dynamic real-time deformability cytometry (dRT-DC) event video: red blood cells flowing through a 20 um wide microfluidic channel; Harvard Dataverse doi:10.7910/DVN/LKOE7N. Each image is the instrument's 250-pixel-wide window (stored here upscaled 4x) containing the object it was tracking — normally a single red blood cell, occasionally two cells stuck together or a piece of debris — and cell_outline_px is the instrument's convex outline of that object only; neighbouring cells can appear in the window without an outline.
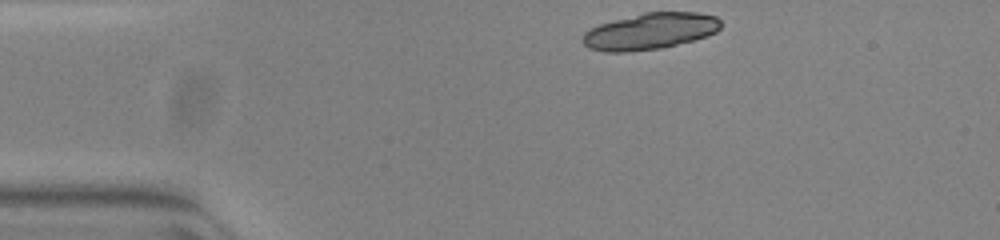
{"species": "common noctule bat (a hibernating species)", "species_latin": "Nyctalus noctula", "temperature_condition": "warm", "stored_images_in_passage": 44, "segment_of_instrument_passage": [1, 2], "camera_frame_rate_fps": 3000, "um_per_image_px": 0.085, "animal": {"sex": "female", "body_mass_g": 23.0, "forearm_length_mm": 53.4}, "frame": {"image": 1, "passage_image": 1, "time_ms": 0.0, "image_size_px": [1000, 240], "cell_outline_px": [[720, 28], [716, 32], [692, 40], [660, 48], [624, 52], [604, 52], [588, 48], [580, 40], [584, 32], [600, 24], [644, 12], [696, 12], [716, 16], [720, 20]], "centroid_in_image_um": [55.22, 2.65], "position_along_channel_um": 29.8, "area_um2": 29.07}}